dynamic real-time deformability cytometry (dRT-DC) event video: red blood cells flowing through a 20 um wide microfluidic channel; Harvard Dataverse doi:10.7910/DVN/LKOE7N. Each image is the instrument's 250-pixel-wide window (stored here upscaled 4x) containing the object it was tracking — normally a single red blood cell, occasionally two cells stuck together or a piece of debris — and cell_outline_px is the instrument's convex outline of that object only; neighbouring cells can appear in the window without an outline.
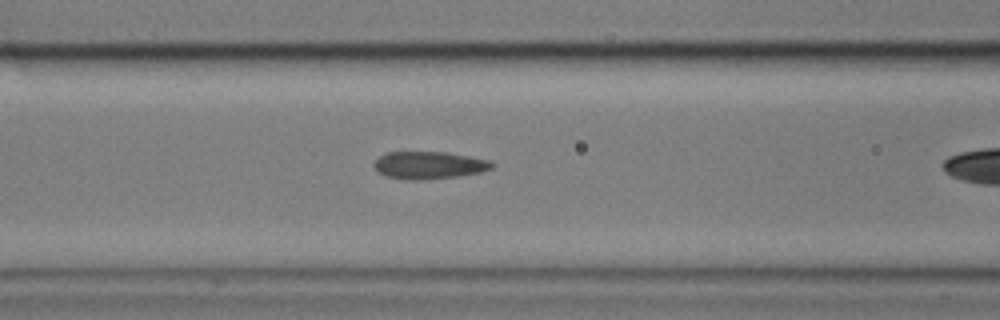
{"species": "common noctule bat (a hibernating species)", "species_latin": "Nyctalus noctula", "temperature_condition": "cold", "stored_images_in_passage": 19, "camera_frame_rate_fps": 3000, "um_per_image_px": 0.085, "animal": {"sex": "male", "body_mass_g": 17.9}, "frame": {"image": 1, "passage_image": 11, "time_ms": 3.333, "image_size_px": [1000, 320], "cell_outline_px": [[496, 164], [492, 168], [480, 172], [456, 176], [416, 180], [408, 180], [384, 176], [372, 164], [384, 152], [448, 152], [492, 160]], "centroid_in_image_um": [36.49, 14.03], "position_along_channel_um": 130.1, "area_um2": 18.9}}